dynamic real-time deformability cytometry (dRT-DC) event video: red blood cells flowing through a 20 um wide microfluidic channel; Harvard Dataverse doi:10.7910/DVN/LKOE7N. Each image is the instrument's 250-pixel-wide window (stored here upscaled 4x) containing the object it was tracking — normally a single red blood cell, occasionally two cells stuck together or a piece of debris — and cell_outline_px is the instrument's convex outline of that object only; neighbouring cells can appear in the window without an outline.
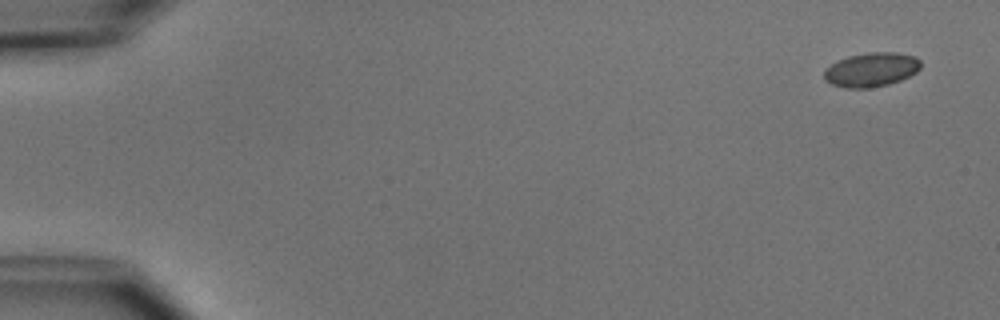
{"species": "common noctule bat (a hibernating species)", "species_latin": "Nyctalus noctula", "temperature_condition": "cold", "stored_images_in_passage": 4, "camera_frame_rate_fps": 3000, "um_per_image_px": 0.085, "animal": {"sex": "male", "body_mass_g": 15.6}, "frame": {"image": 1, "passage_image": 1, "time_ms": 0.0, "image_size_px": [1000, 320], "cell_outline_px": [[920, 68], [916, 72], [900, 80], [888, 84], [868, 88], [844, 88], [832, 84], [824, 80], [824, 72], [832, 64], [848, 56], [872, 52], [896, 52], [916, 56], [920, 60]], "centroid_in_image_um": [74.08, 5.92], "position_along_channel_um": 10.9, "area_um2": 19.07}}
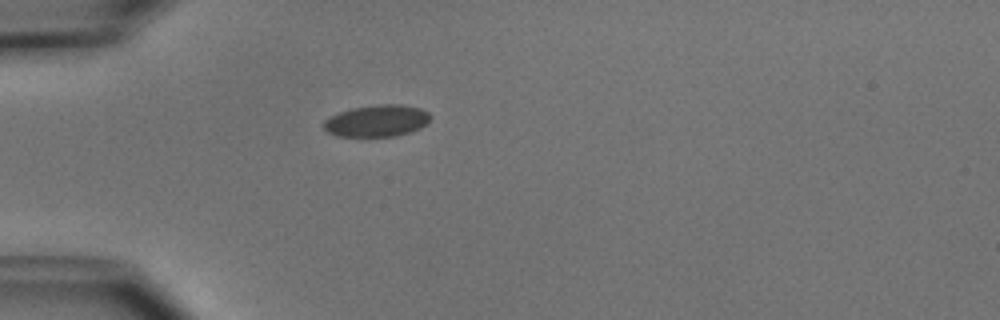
{"frame": {"image": 2, "passage_image": 4, "time_ms": 4.333, "image_size_px": [1000, 320], "cell_outline_px": [[432, 116], [420, 128], [396, 136], [336, 136], [328, 132], [324, 128], [324, 120], [340, 112], [352, 108], [380, 104], [400, 104], [420, 108], [428, 112]], "centroid_in_image_um": [32.04, 10.26], "position_along_channel_um": 53.0, "area_um2": 19.54}}